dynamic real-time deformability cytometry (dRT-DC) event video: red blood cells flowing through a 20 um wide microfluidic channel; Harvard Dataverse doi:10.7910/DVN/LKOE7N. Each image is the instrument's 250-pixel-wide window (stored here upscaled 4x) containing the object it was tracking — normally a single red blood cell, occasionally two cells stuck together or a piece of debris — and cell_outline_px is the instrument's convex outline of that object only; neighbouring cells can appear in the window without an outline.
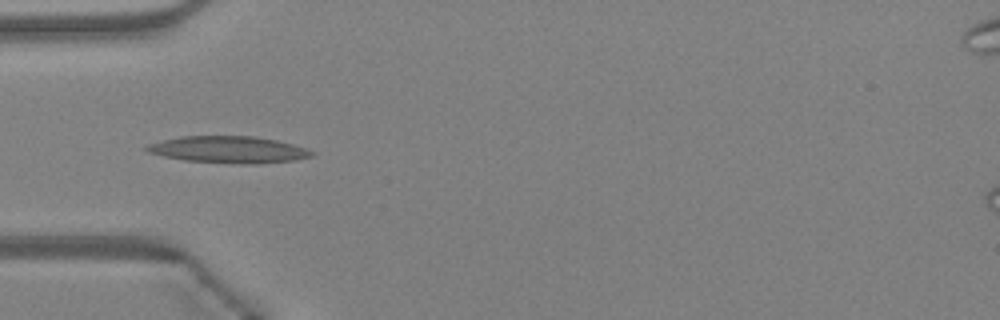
{"species": "Egyptian fruit bat (a non-hibernating species)", "species_latin": "Rousettus aegyptiacus", "temperature_condition": "warm", "stored_images_in_passage": 38, "camera_frame_rate_fps": 3000, "um_per_image_px": 0.085, "animal": {"sex": "female"}, "frame": {"image": 1, "passage_image": 11, "time_ms": 3.333, "image_size_px": [1000, 320], "cell_outline_px": [[316, 152], [312, 156], [296, 160], [252, 164], [240, 164], [184, 160], [164, 156], [148, 152], [144, 148], [148, 144], [180, 136], [256, 136], [276, 140], [292, 144]], "centroid_in_image_um": [19.44, 12.72], "position_along_channel_um": 65.6, "area_um2": 25.66}}
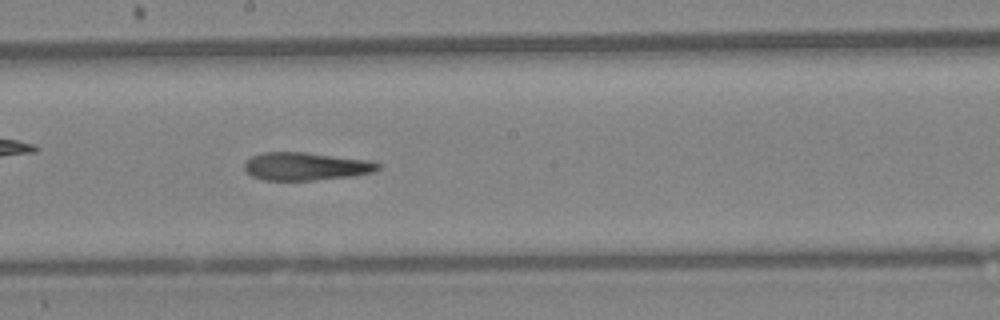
{"frame": {"image": 2, "passage_image": 22, "time_ms": 7.0, "image_size_px": [1000, 320], "cell_outline_px": [[380, 168], [372, 172], [352, 176], [316, 180], [264, 180], [252, 176], [244, 168], [244, 164], [252, 156], [264, 152], [304, 152], [372, 160], [380, 164]], "centroid_in_image_um": [26.02, 14.13], "position_along_channel_um": 222.2, "area_um2": 21.73}}
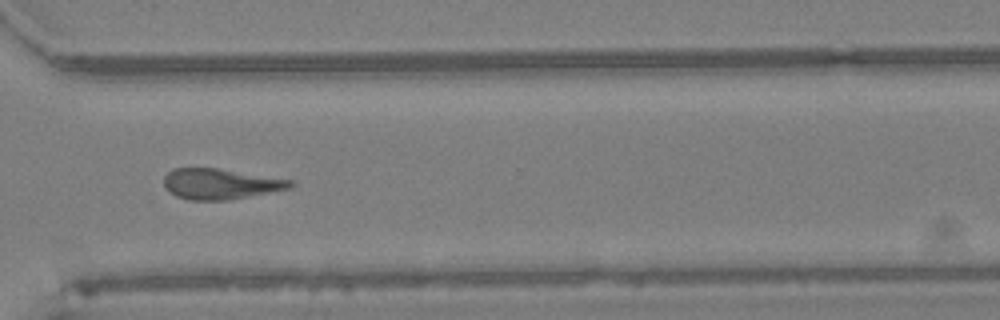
{"frame": {"image": 3, "passage_image": 31, "time_ms": 10.0, "image_size_px": [1000, 320], "cell_outline_px": [[296, 184], [288, 188], [232, 200], [188, 200], [176, 196], [168, 192], [164, 184], [164, 176], [172, 168], [216, 168], [292, 180]], "centroid_in_image_um": [18.69, 15.64], "position_along_channel_um": 351.9, "area_um2": 22.48}, "authors_computed_cell_mechanics": {"area_um2": 23.5535, "velocity_mm_per_s": 4.3134, "shape_relaxation_time_tau1_ms": 5.6174, "shape_relaxation_time_tau2_ms": 6.2482, "deformation_change_tau1": 0.1764, "deformation_change_tau2": 0.2}}